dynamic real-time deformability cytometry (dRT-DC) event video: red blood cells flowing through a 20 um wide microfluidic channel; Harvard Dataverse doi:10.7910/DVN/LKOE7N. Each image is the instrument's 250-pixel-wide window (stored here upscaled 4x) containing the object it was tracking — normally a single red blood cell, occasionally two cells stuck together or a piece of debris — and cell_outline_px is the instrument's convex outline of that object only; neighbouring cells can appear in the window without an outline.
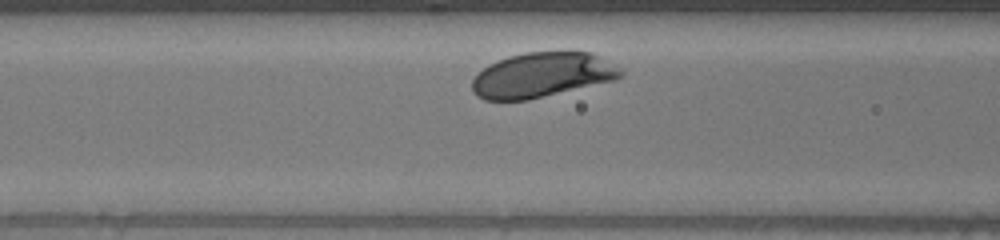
{"species": "human", "species_latin": "Homo sapiens", "temperature_condition": "warm", "stored_images_in_passage": 28, "camera_frame_rate_fps": 3000, "um_per_image_px": 0.085, "donor": {"sex": "male"}, "frame": {"image": 1, "passage_image": 6, "time_ms": 1.667, "image_size_px": [1000, 240], "cell_outline_px": [[624, 76], [616, 80], [528, 100], [484, 100], [476, 96], [472, 92], [472, 80], [476, 72], [488, 64], [496, 60], [508, 56], [524, 52], [592, 52], [616, 64], [624, 72]], "centroid_in_image_um": [46.07, 6.37], "position_along_channel_um": 120.5, "area_um2": 39.42}}
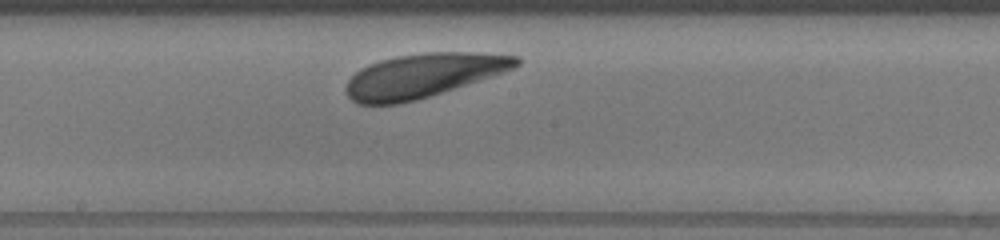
{"frame": {"image": 2, "passage_image": 14, "time_ms": 4.333, "image_size_px": [1000, 240], "cell_outline_px": [[520, 64], [516, 68], [504, 72], [416, 100], [400, 104], [356, 104], [344, 92], [344, 88], [348, 80], [360, 68], [368, 64], [380, 60], [396, 56], [424, 52], [480, 52], [520, 56]], "centroid_in_image_um": [35.96, 6.41], "position_along_channel_um": 212.2, "area_um2": 43.7}}
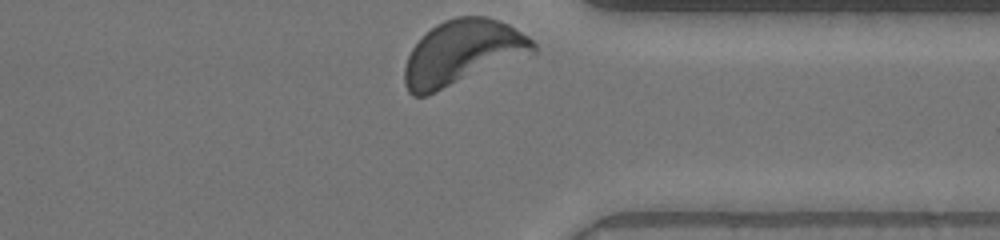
{"frame": {"image": 3, "passage_image": 28, "time_ms": 9.0, "image_size_px": [1000, 240], "cell_outline_px": [[536, 52], [428, 96], [412, 96], [408, 92], [404, 84], [404, 68], [408, 56], [412, 48], [436, 24], [444, 20], [456, 16], [488, 16], [508, 24], [528, 36], [536, 44]], "centroid_in_image_um": [39.3, 4.49], "position_along_channel_um": 372.1, "area_um2": 48.49}}